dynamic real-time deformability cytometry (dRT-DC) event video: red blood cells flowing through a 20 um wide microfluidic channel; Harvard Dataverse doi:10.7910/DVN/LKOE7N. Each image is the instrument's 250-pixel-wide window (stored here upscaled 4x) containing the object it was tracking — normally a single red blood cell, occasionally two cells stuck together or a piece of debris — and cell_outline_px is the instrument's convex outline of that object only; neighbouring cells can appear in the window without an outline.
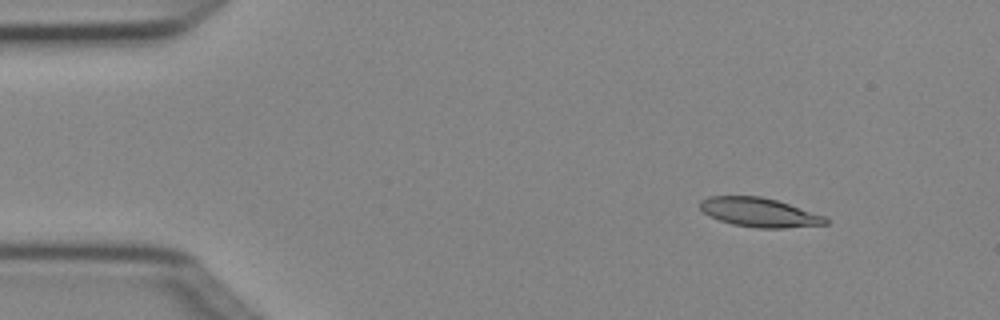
{"species": "Egyptian fruit bat (a non-hibernating species)", "species_latin": "Rousettus aegyptiacus", "temperature_condition": "cold", "stored_images_in_passage": 5, "segment_of_instrument_passage": [2, 2], "camera_frame_rate_fps": 3000, "um_per_image_px": 0.085, "animal": {"sex": "female"}, "frame": {"image": 1, "passage_image": 5, "time_ms": 1.333, "image_size_px": [1000, 320], "cell_outline_px": [[828, 224], [784, 228], [756, 228], [732, 224], [708, 216], [700, 208], [700, 200], [708, 196], [760, 196], [776, 200], [824, 216], [828, 220]], "centroid_in_image_um": [64.5, 18.05], "position_along_channel_um": 20.5, "area_um2": 21.15}}